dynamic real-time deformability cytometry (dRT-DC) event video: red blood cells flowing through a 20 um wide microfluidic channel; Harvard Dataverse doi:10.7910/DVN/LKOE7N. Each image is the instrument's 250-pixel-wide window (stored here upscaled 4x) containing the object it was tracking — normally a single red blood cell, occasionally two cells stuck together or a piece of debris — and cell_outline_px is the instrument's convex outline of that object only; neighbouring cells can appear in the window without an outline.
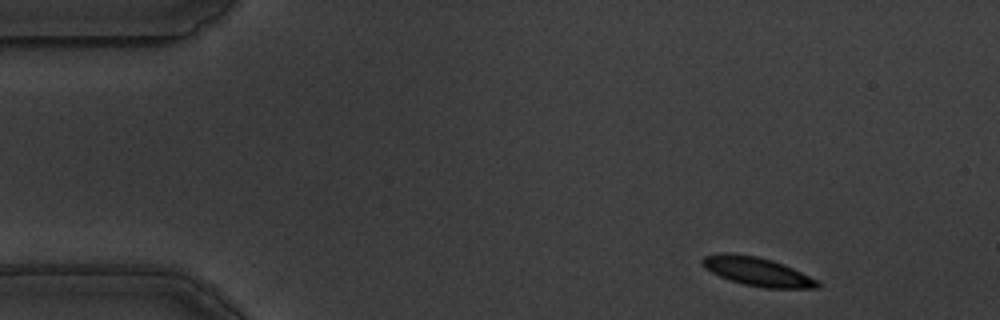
{"species": "common noctule bat (a hibernating species)", "species_latin": "Nyctalus noctula", "temperature_condition": "warm", "stored_images_in_passage": 54, "camera_frame_rate_fps": 3000, "um_per_image_px": 0.085, "animal": {"sex": "male", "body_mass_g": 19.5, "forearm_length_mm": 54.6}, "frame": {"image": 1, "passage_image": 3, "time_ms": 0.667, "image_size_px": [1000, 320], "cell_outline_px": [[820, 288], [764, 288], [744, 284], [720, 276], [704, 268], [700, 264], [700, 260], [704, 256], [724, 252], [732, 252], [756, 256], [772, 260], [784, 264], [820, 280]], "centroid_in_image_um": [64.38, 23.07], "position_along_channel_um": 20.6, "area_um2": 19.48}}
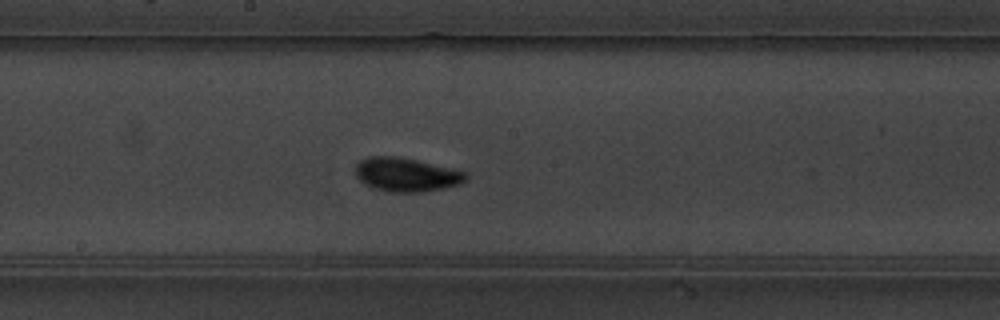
{"frame": {"image": 2, "passage_image": 27, "time_ms": 8.667, "image_size_px": [1000, 320], "cell_outline_px": [[468, 180], [460, 184], [444, 188], [420, 192], [388, 192], [372, 188], [364, 184], [356, 176], [356, 164], [360, 160], [368, 156], [392, 156], [416, 160], [464, 172], [468, 176]], "centroid_in_image_um": [34.5, 14.86], "position_along_channel_um": 213.7, "area_um2": 21.62}}
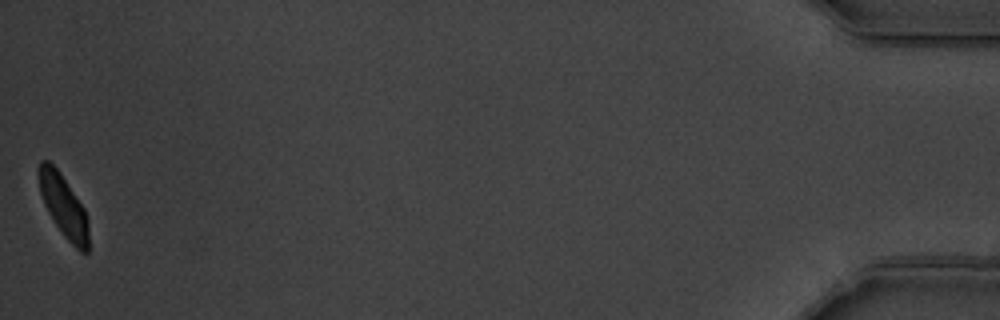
{"frame": {"image": 3, "passage_image": 54, "time_ms": 17.667, "image_size_px": [1000, 320], "cell_outline_px": [[88, 252], [80, 252], [64, 236], [48, 212], [44, 204], [40, 192], [36, 172], [36, 168], [40, 160], [48, 160], [60, 172], [84, 208], [88, 220]], "centroid_in_image_um": [5.37, 17.45], "position_along_channel_um": 429.8, "area_um2": 18.15}, "authors_computed_cell_mechanics": {"area_um2": 19.5075, "velocity_mm_per_s": 3.4728, "shape_relaxation_time_tau1_ms": 2.4296, "shape_relaxation_time_tau2_ms": 0.9645, "deformation_change_tau1": 0.1036, "deformation_change_tau2": 0.0478}}